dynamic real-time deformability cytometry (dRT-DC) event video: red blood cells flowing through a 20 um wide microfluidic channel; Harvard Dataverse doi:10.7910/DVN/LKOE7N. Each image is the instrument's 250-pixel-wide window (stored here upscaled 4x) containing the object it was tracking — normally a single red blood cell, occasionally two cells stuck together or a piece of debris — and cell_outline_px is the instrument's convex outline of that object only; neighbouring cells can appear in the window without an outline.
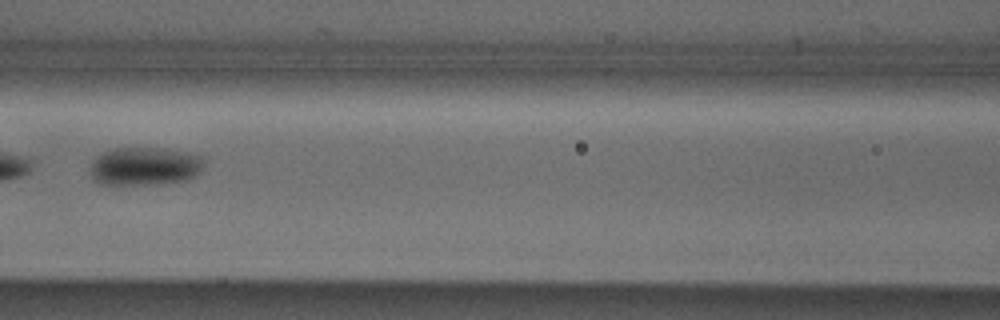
{"species": "Egyptian fruit bat (a non-hibernating species)", "species_latin": "Rousettus aegyptiacus", "temperature_condition": "cold", "stored_images_in_passage": 3, "camera_frame_rate_fps": 3000, "um_per_image_px": 0.085, "animal": {"sex": "male"}, "frame": {"image": 1, "passage_image": 3, "time_ms": 0.667, "image_size_px": [1000, 320], "cell_outline_px": [[204, 160], [200, 172], [196, 176], [188, 180], [160, 184], [96, 184], [92, 180], [88, 172], [88, 168], [92, 160], [96, 156], [112, 148], [164, 148], [184, 152], [200, 156]], "centroid_in_image_um": [12.23, 14.14], "position_along_channel_um": 154.4, "area_um2": 25.84}}